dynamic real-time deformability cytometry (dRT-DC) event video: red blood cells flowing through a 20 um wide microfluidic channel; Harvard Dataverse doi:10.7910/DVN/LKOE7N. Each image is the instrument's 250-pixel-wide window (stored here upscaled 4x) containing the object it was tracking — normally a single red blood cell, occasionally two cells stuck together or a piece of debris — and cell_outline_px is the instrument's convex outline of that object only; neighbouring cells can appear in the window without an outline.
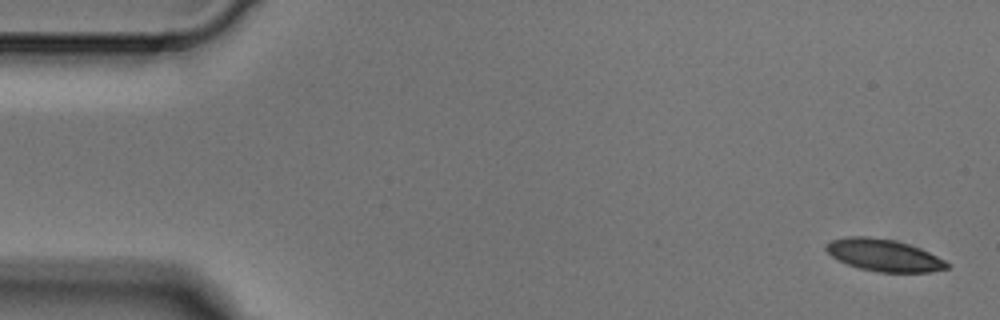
{"species": "Egyptian fruit bat (a non-hibernating species)", "species_latin": "Rousettus aegyptiacus", "temperature_condition": "cold", "stored_images_in_passage": 5, "camera_frame_rate_fps": 3000, "um_per_image_px": 0.085, "animal": {"sex": "male"}, "frame": {"image": 1, "passage_image": 1, "time_ms": 0.0, "image_size_px": [1000, 320], "cell_outline_px": [[948, 268], [932, 272], [880, 272], [860, 268], [848, 264], [832, 256], [824, 248], [832, 240], [848, 236], [868, 236], [896, 240], [920, 248], [944, 260], [948, 264]], "centroid_in_image_um": [75.13, 21.68], "position_along_channel_um": 9.9, "area_um2": 22.31}}
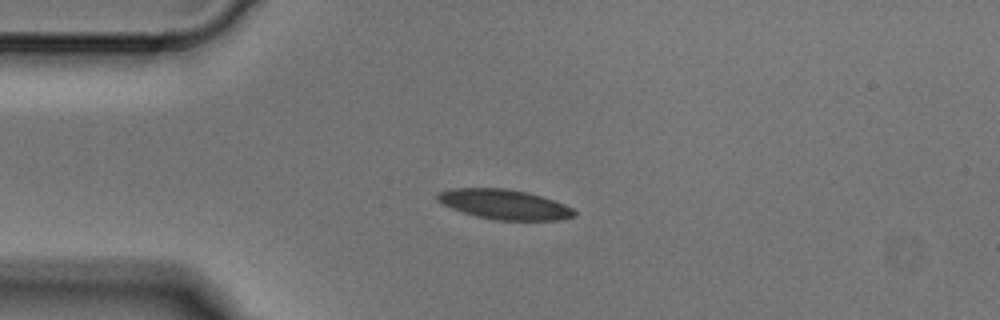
{"frame": {"image": 2, "passage_image": 4, "time_ms": 1.0, "image_size_px": [1000, 320], "cell_outline_px": [[576, 216], [560, 220], [496, 220], [476, 216], [452, 208], [436, 200], [436, 192], [448, 188], [504, 188], [528, 192], [564, 204], [572, 208], [576, 212]], "centroid_in_image_um": [42.85, 17.36], "position_along_channel_um": 42.2, "area_um2": 23.81}}
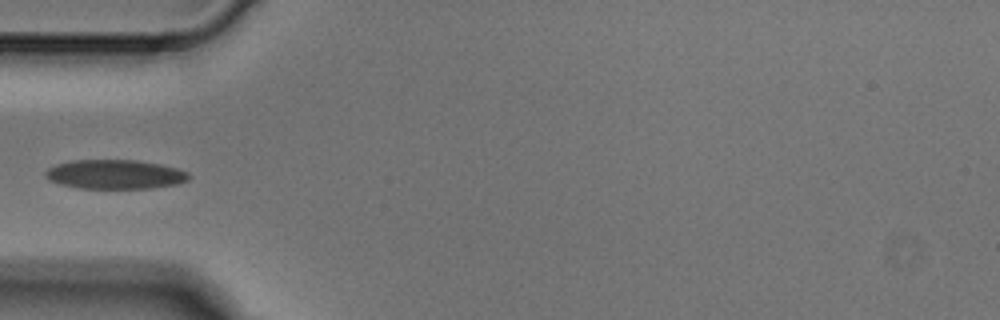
{"frame": {"image": 3, "passage_image": 5, "time_ms": 1.333, "image_size_px": [1000, 320], "cell_outline_px": [[192, 176], [188, 180], [176, 184], [152, 188], [80, 188], [60, 184], [48, 180], [44, 176], [44, 172], [48, 168], [56, 164], [72, 160], [136, 160], [160, 164], [176, 168], [188, 172]], "centroid_in_image_um": [9.76, 14.82], "position_along_channel_um": 75.2, "area_um2": 24.51}}